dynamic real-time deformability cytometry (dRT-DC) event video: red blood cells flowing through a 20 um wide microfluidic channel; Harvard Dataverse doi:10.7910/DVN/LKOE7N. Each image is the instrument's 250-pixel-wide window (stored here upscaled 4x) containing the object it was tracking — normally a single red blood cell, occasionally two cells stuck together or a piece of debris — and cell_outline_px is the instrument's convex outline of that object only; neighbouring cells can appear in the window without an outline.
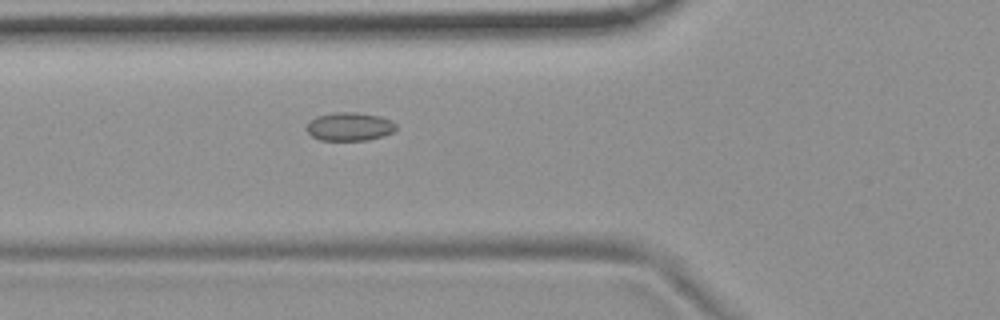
{"species": "common noctule bat (a hibernating species)", "species_latin": "Nyctalus noctula", "temperature_condition": "room temperature", "stored_images_in_passage": 54, "camera_frame_rate_fps": 3000, "um_per_image_px": 0.085, "animal": {"sex": "female", "body_mass_g": 19.9}, "frame": {"image": 1, "passage_image": 20, "time_ms": 6.333, "image_size_px": [1000, 320], "cell_outline_px": [[396, 128], [392, 132], [384, 136], [368, 140], [320, 140], [312, 136], [304, 128], [316, 116], [336, 112], [356, 112], [380, 116], [396, 124]], "centroid_in_image_um": [29.7, 10.76], "position_along_channel_um": 96.1, "area_um2": 14.74}}
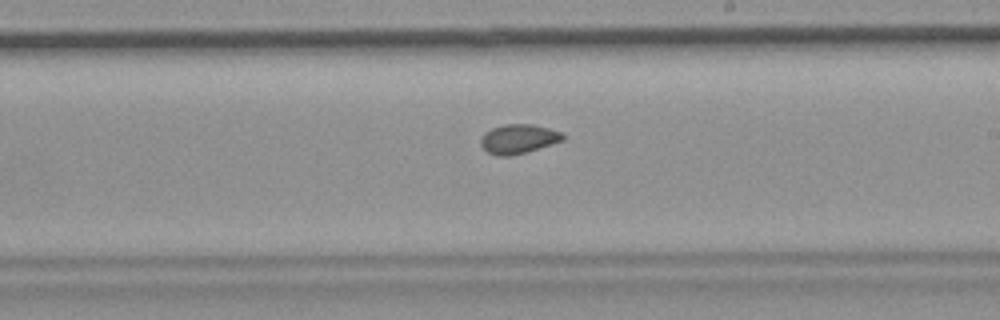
{"frame": {"image": 2, "passage_image": 32, "time_ms": 10.333, "image_size_px": [1000, 320], "cell_outline_px": [[564, 140], [528, 152], [512, 156], [496, 156], [488, 152], [480, 144], [480, 136], [484, 132], [492, 128], [504, 124], [532, 124], [548, 128], [560, 132], [564, 136]], "centroid_in_image_um": [44.04, 11.82], "position_along_channel_um": 245.0, "area_um2": 14.16}}
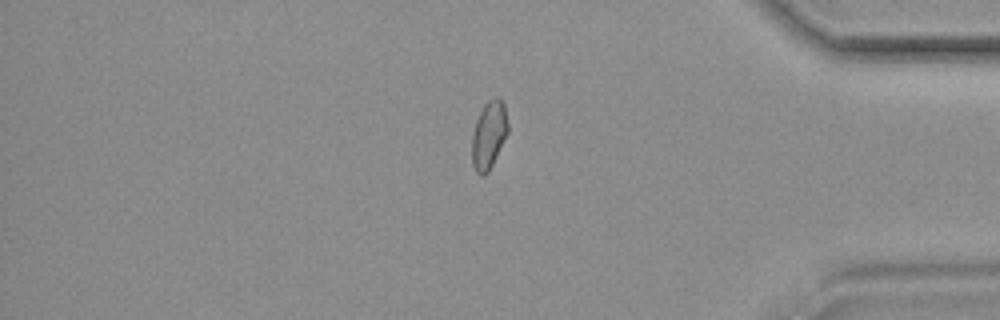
{"frame": {"image": 3, "passage_image": 46, "time_ms": 15.0, "image_size_px": [1000, 320], "cell_outline_px": [[508, 132], [488, 172], [484, 176], [480, 176], [476, 172], [472, 164], [472, 132], [476, 120], [484, 104], [488, 100], [496, 96], [504, 104], [508, 124]], "centroid_in_image_um": [41.53, 11.47], "position_along_channel_um": 393.7, "area_um2": 14.16}, "authors_computed_cell_mechanics": {"area_um2": 14.2188, "velocity_mm_per_s": 3.7231, "shape_relaxation_time_tau1_ms": null, "shape_relaxation_time_tau2_ms": 1.6961, "deformation_change_tau1": null, "deformation_change_tau2": 0.0537}}